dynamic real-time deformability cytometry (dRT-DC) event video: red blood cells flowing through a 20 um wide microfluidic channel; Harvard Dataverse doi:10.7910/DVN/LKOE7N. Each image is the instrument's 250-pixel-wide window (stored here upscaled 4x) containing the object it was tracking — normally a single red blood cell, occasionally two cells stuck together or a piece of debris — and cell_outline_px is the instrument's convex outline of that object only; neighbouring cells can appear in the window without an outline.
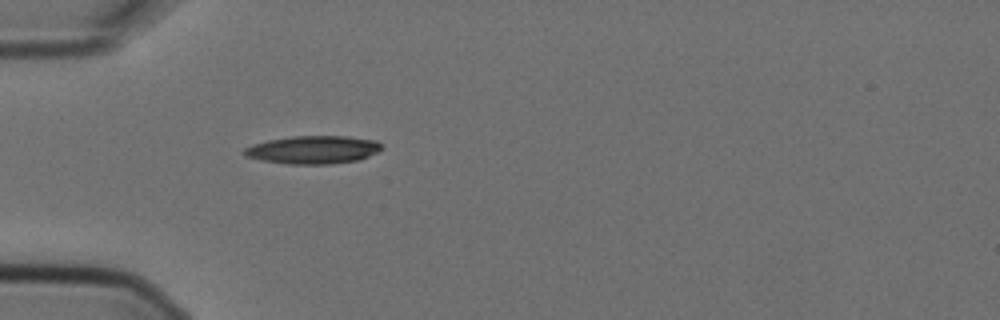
{"species": "Egyptian fruit bat (a non-hibernating species)", "species_latin": "Rousettus aegyptiacus", "temperature_condition": "cold", "stored_images_in_passage": 1, "camera_frame_rate_fps": 3000, "um_per_image_px": 0.085, "animal": {"sex": "female"}, "frame": {"image": 1, "passage_image": 1, "time_ms": 0.0, "image_size_px": [1000, 320], "cell_outline_px": [[380, 148], [376, 152], [360, 160], [332, 164], [288, 164], [260, 160], [244, 156], [240, 152], [244, 148], [252, 144], [268, 140], [292, 136], [348, 136], [376, 140], [380, 144]], "centroid_in_image_um": [26.55, 12.73], "position_along_channel_um": 58.4, "area_um2": 22.6}}